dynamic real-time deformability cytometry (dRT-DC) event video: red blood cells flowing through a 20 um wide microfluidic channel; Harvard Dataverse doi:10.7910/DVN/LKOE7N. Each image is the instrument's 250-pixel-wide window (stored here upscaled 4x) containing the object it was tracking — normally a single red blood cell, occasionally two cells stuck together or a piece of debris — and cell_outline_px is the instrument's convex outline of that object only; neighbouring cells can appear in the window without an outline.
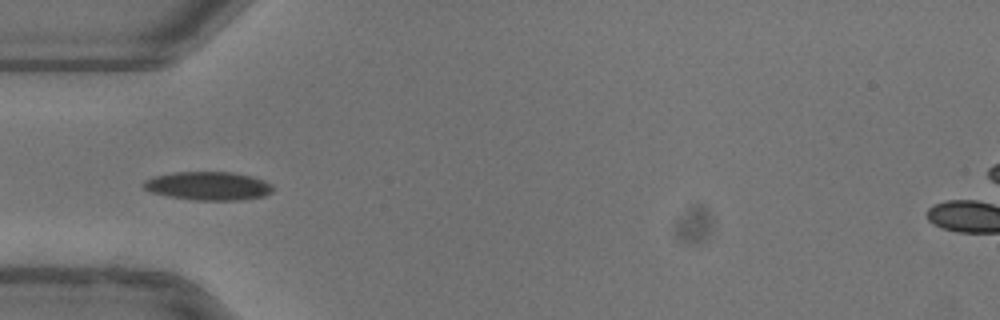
{"species": "common noctule bat (a hibernating species)", "species_latin": "Nyctalus noctula", "temperature_condition": "warm", "stored_images_in_passage": 24, "camera_frame_rate_fps": 3000, "um_per_image_px": 0.085, "animal": {"sex": "female"}, "frame": {"image": 1, "passage_image": 4, "time_ms": 1.0, "image_size_px": [1000, 320], "cell_outline_px": [[272, 192], [264, 196], [240, 200], [196, 200], [168, 196], [152, 192], [144, 188], [140, 184], [144, 180], [152, 176], [176, 172], [232, 172], [252, 176], [264, 180], [272, 184]], "centroid_in_image_um": [17.69, 15.8], "position_along_channel_um": 67.3, "area_um2": 21.56}}